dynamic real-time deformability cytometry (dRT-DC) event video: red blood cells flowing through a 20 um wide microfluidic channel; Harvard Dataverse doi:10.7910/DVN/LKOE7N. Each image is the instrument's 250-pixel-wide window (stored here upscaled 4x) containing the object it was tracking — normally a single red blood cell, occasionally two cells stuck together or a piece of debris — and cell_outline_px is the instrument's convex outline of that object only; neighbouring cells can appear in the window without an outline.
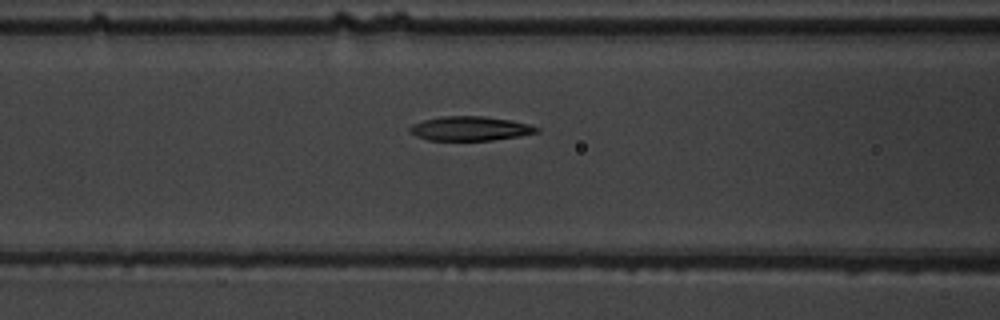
{"species": "common noctule bat (a hibernating species)", "species_latin": "Nyctalus noctula", "temperature_condition": "warm", "stored_images_in_passage": 17, "camera_frame_rate_fps": 3000, "um_per_image_px": 0.085, "animal": {"sex": "male", "body_mass_g": 19.5, "forearm_length_mm": 54.6}, "frame": {"image": 1, "passage_image": 15, "time_ms": 4.667, "image_size_px": [1000, 320], "cell_outline_px": [[540, 132], [520, 136], [492, 140], [428, 140], [416, 136], [408, 132], [408, 128], [412, 124], [424, 120], [440, 116], [484, 116], [512, 120], [528, 124], [540, 128]], "centroid_in_image_um": [39.95, 10.92], "position_along_channel_um": 126.6, "area_um2": 18.09}}